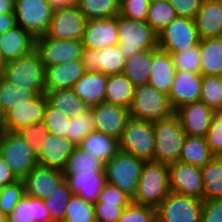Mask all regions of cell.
<instances>
[{"label": "cell", "instance_id": "b9f144b4", "mask_svg": "<svg viewBox=\"0 0 222 222\" xmlns=\"http://www.w3.org/2000/svg\"><path fill=\"white\" fill-rule=\"evenodd\" d=\"M64 222H97L94 204L73 194L64 213Z\"/></svg>", "mask_w": 222, "mask_h": 222}, {"label": "cell", "instance_id": "603a6c76", "mask_svg": "<svg viewBox=\"0 0 222 222\" xmlns=\"http://www.w3.org/2000/svg\"><path fill=\"white\" fill-rule=\"evenodd\" d=\"M86 73L82 60L45 67L46 91L72 89L74 84Z\"/></svg>", "mask_w": 222, "mask_h": 222}, {"label": "cell", "instance_id": "f6af8a7d", "mask_svg": "<svg viewBox=\"0 0 222 222\" xmlns=\"http://www.w3.org/2000/svg\"><path fill=\"white\" fill-rule=\"evenodd\" d=\"M176 70L201 74L199 44L182 52L170 53Z\"/></svg>", "mask_w": 222, "mask_h": 222}, {"label": "cell", "instance_id": "74e56055", "mask_svg": "<svg viewBox=\"0 0 222 222\" xmlns=\"http://www.w3.org/2000/svg\"><path fill=\"white\" fill-rule=\"evenodd\" d=\"M37 96L34 91L15 87L0 75V120L3 114L15 105L33 100Z\"/></svg>", "mask_w": 222, "mask_h": 222}, {"label": "cell", "instance_id": "ffe728a7", "mask_svg": "<svg viewBox=\"0 0 222 222\" xmlns=\"http://www.w3.org/2000/svg\"><path fill=\"white\" fill-rule=\"evenodd\" d=\"M201 84L202 74L177 70L168 94L174 111L184 105L200 101Z\"/></svg>", "mask_w": 222, "mask_h": 222}, {"label": "cell", "instance_id": "52a82bcc", "mask_svg": "<svg viewBox=\"0 0 222 222\" xmlns=\"http://www.w3.org/2000/svg\"><path fill=\"white\" fill-rule=\"evenodd\" d=\"M144 162L129 153L118 150L105 163V179L133 198L137 191Z\"/></svg>", "mask_w": 222, "mask_h": 222}, {"label": "cell", "instance_id": "db71d44e", "mask_svg": "<svg viewBox=\"0 0 222 222\" xmlns=\"http://www.w3.org/2000/svg\"><path fill=\"white\" fill-rule=\"evenodd\" d=\"M127 206L116 204L94 203L95 218L97 222H117Z\"/></svg>", "mask_w": 222, "mask_h": 222}, {"label": "cell", "instance_id": "9f6ffc18", "mask_svg": "<svg viewBox=\"0 0 222 222\" xmlns=\"http://www.w3.org/2000/svg\"><path fill=\"white\" fill-rule=\"evenodd\" d=\"M178 16L194 19L203 0H168Z\"/></svg>", "mask_w": 222, "mask_h": 222}, {"label": "cell", "instance_id": "f546056e", "mask_svg": "<svg viewBox=\"0 0 222 222\" xmlns=\"http://www.w3.org/2000/svg\"><path fill=\"white\" fill-rule=\"evenodd\" d=\"M8 222H51L43 199L25 195L8 215Z\"/></svg>", "mask_w": 222, "mask_h": 222}, {"label": "cell", "instance_id": "484cf974", "mask_svg": "<svg viewBox=\"0 0 222 222\" xmlns=\"http://www.w3.org/2000/svg\"><path fill=\"white\" fill-rule=\"evenodd\" d=\"M151 65L148 84L168 95L177 71L171 54L159 48H153Z\"/></svg>", "mask_w": 222, "mask_h": 222}, {"label": "cell", "instance_id": "d6986e66", "mask_svg": "<svg viewBox=\"0 0 222 222\" xmlns=\"http://www.w3.org/2000/svg\"><path fill=\"white\" fill-rule=\"evenodd\" d=\"M215 111L202 101L184 105L175 111L186 135L206 137Z\"/></svg>", "mask_w": 222, "mask_h": 222}, {"label": "cell", "instance_id": "7a4b0ae2", "mask_svg": "<svg viewBox=\"0 0 222 222\" xmlns=\"http://www.w3.org/2000/svg\"><path fill=\"white\" fill-rule=\"evenodd\" d=\"M170 192L168 164L144 162L132 202L157 208Z\"/></svg>", "mask_w": 222, "mask_h": 222}, {"label": "cell", "instance_id": "03108f58", "mask_svg": "<svg viewBox=\"0 0 222 222\" xmlns=\"http://www.w3.org/2000/svg\"><path fill=\"white\" fill-rule=\"evenodd\" d=\"M216 113L222 118V107Z\"/></svg>", "mask_w": 222, "mask_h": 222}, {"label": "cell", "instance_id": "4fadbf2b", "mask_svg": "<svg viewBox=\"0 0 222 222\" xmlns=\"http://www.w3.org/2000/svg\"><path fill=\"white\" fill-rule=\"evenodd\" d=\"M87 18L77 4L55 8L45 36L59 40H81Z\"/></svg>", "mask_w": 222, "mask_h": 222}, {"label": "cell", "instance_id": "e7e4bbea", "mask_svg": "<svg viewBox=\"0 0 222 222\" xmlns=\"http://www.w3.org/2000/svg\"><path fill=\"white\" fill-rule=\"evenodd\" d=\"M3 132H4V130L1 128V125H0V143H1Z\"/></svg>", "mask_w": 222, "mask_h": 222}, {"label": "cell", "instance_id": "11a10c76", "mask_svg": "<svg viewBox=\"0 0 222 222\" xmlns=\"http://www.w3.org/2000/svg\"><path fill=\"white\" fill-rule=\"evenodd\" d=\"M201 222H222V198L203 200Z\"/></svg>", "mask_w": 222, "mask_h": 222}, {"label": "cell", "instance_id": "91938a15", "mask_svg": "<svg viewBox=\"0 0 222 222\" xmlns=\"http://www.w3.org/2000/svg\"><path fill=\"white\" fill-rule=\"evenodd\" d=\"M50 5L55 8H62L65 6H71L77 3V0H47Z\"/></svg>", "mask_w": 222, "mask_h": 222}, {"label": "cell", "instance_id": "ee69618b", "mask_svg": "<svg viewBox=\"0 0 222 222\" xmlns=\"http://www.w3.org/2000/svg\"><path fill=\"white\" fill-rule=\"evenodd\" d=\"M200 101L215 112L222 107V81L220 76H202Z\"/></svg>", "mask_w": 222, "mask_h": 222}, {"label": "cell", "instance_id": "ab89813d", "mask_svg": "<svg viewBox=\"0 0 222 222\" xmlns=\"http://www.w3.org/2000/svg\"><path fill=\"white\" fill-rule=\"evenodd\" d=\"M178 15L168 0L150 1L147 23L157 35Z\"/></svg>", "mask_w": 222, "mask_h": 222}, {"label": "cell", "instance_id": "8992f818", "mask_svg": "<svg viewBox=\"0 0 222 222\" xmlns=\"http://www.w3.org/2000/svg\"><path fill=\"white\" fill-rule=\"evenodd\" d=\"M155 134L152 122L130 117L118 139L119 150L147 161H154Z\"/></svg>", "mask_w": 222, "mask_h": 222}, {"label": "cell", "instance_id": "6125c7cd", "mask_svg": "<svg viewBox=\"0 0 222 222\" xmlns=\"http://www.w3.org/2000/svg\"><path fill=\"white\" fill-rule=\"evenodd\" d=\"M0 222H8V216L0 212Z\"/></svg>", "mask_w": 222, "mask_h": 222}, {"label": "cell", "instance_id": "f907efd6", "mask_svg": "<svg viewBox=\"0 0 222 222\" xmlns=\"http://www.w3.org/2000/svg\"><path fill=\"white\" fill-rule=\"evenodd\" d=\"M96 202L116 204V206H128L132 202V198L112 183L105 181Z\"/></svg>", "mask_w": 222, "mask_h": 222}, {"label": "cell", "instance_id": "3957f363", "mask_svg": "<svg viewBox=\"0 0 222 222\" xmlns=\"http://www.w3.org/2000/svg\"><path fill=\"white\" fill-rule=\"evenodd\" d=\"M129 113L134 119L155 122L172 117L175 111L168 95L147 83L135 87Z\"/></svg>", "mask_w": 222, "mask_h": 222}, {"label": "cell", "instance_id": "8d00e7d4", "mask_svg": "<svg viewBox=\"0 0 222 222\" xmlns=\"http://www.w3.org/2000/svg\"><path fill=\"white\" fill-rule=\"evenodd\" d=\"M204 190L203 200L222 198V157L214 156L201 167Z\"/></svg>", "mask_w": 222, "mask_h": 222}, {"label": "cell", "instance_id": "ba28073f", "mask_svg": "<svg viewBox=\"0 0 222 222\" xmlns=\"http://www.w3.org/2000/svg\"><path fill=\"white\" fill-rule=\"evenodd\" d=\"M0 155L19 180H23L37 164V154L19 132L4 130Z\"/></svg>", "mask_w": 222, "mask_h": 222}, {"label": "cell", "instance_id": "5b68a950", "mask_svg": "<svg viewBox=\"0 0 222 222\" xmlns=\"http://www.w3.org/2000/svg\"><path fill=\"white\" fill-rule=\"evenodd\" d=\"M155 134L154 161L171 164L179 160L186 133L179 118L172 117L152 122Z\"/></svg>", "mask_w": 222, "mask_h": 222}, {"label": "cell", "instance_id": "d4e9b609", "mask_svg": "<svg viewBox=\"0 0 222 222\" xmlns=\"http://www.w3.org/2000/svg\"><path fill=\"white\" fill-rule=\"evenodd\" d=\"M194 21L201 39L222 37V1L203 0Z\"/></svg>", "mask_w": 222, "mask_h": 222}, {"label": "cell", "instance_id": "681fc988", "mask_svg": "<svg viewBox=\"0 0 222 222\" xmlns=\"http://www.w3.org/2000/svg\"><path fill=\"white\" fill-rule=\"evenodd\" d=\"M150 0H120L119 14L135 21H147Z\"/></svg>", "mask_w": 222, "mask_h": 222}, {"label": "cell", "instance_id": "44dd1931", "mask_svg": "<svg viewBox=\"0 0 222 222\" xmlns=\"http://www.w3.org/2000/svg\"><path fill=\"white\" fill-rule=\"evenodd\" d=\"M84 49H102L118 45L119 35L116 16L108 19L87 20L82 36Z\"/></svg>", "mask_w": 222, "mask_h": 222}, {"label": "cell", "instance_id": "6f0895ef", "mask_svg": "<svg viewBox=\"0 0 222 222\" xmlns=\"http://www.w3.org/2000/svg\"><path fill=\"white\" fill-rule=\"evenodd\" d=\"M19 179L8 167L7 163L4 161L3 157L0 155V186L4 187L7 185L14 184Z\"/></svg>", "mask_w": 222, "mask_h": 222}, {"label": "cell", "instance_id": "7bdbcfd3", "mask_svg": "<svg viewBox=\"0 0 222 222\" xmlns=\"http://www.w3.org/2000/svg\"><path fill=\"white\" fill-rule=\"evenodd\" d=\"M95 131L94 118L91 108L77 117L70 118L66 138L78 146L91 132Z\"/></svg>", "mask_w": 222, "mask_h": 222}, {"label": "cell", "instance_id": "e0dca14e", "mask_svg": "<svg viewBox=\"0 0 222 222\" xmlns=\"http://www.w3.org/2000/svg\"><path fill=\"white\" fill-rule=\"evenodd\" d=\"M82 62L86 72L101 71L103 74H121L126 63L121 55L118 45L105 47L102 49H84Z\"/></svg>", "mask_w": 222, "mask_h": 222}, {"label": "cell", "instance_id": "cb8c5ba5", "mask_svg": "<svg viewBox=\"0 0 222 222\" xmlns=\"http://www.w3.org/2000/svg\"><path fill=\"white\" fill-rule=\"evenodd\" d=\"M35 49V38L19 25L0 36V51L3 62H8Z\"/></svg>", "mask_w": 222, "mask_h": 222}, {"label": "cell", "instance_id": "1f68e13d", "mask_svg": "<svg viewBox=\"0 0 222 222\" xmlns=\"http://www.w3.org/2000/svg\"><path fill=\"white\" fill-rule=\"evenodd\" d=\"M135 85L124 75H109L104 101L129 109L135 93Z\"/></svg>", "mask_w": 222, "mask_h": 222}, {"label": "cell", "instance_id": "bcb514c9", "mask_svg": "<svg viewBox=\"0 0 222 222\" xmlns=\"http://www.w3.org/2000/svg\"><path fill=\"white\" fill-rule=\"evenodd\" d=\"M69 121V115L62 113L47 102L43 123L48 129V133L59 138H65L68 134Z\"/></svg>", "mask_w": 222, "mask_h": 222}, {"label": "cell", "instance_id": "d6a6232c", "mask_svg": "<svg viewBox=\"0 0 222 222\" xmlns=\"http://www.w3.org/2000/svg\"><path fill=\"white\" fill-rule=\"evenodd\" d=\"M45 96L47 102L52 107L69 115L70 118L77 117L90 109V107L75 94L73 89L46 91Z\"/></svg>", "mask_w": 222, "mask_h": 222}, {"label": "cell", "instance_id": "f5cc1de1", "mask_svg": "<svg viewBox=\"0 0 222 222\" xmlns=\"http://www.w3.org/2000/svg\"><path fill=\"white\" fill-rule=\"evenodd\" d=\"M18 132L36 154L39 152L41 141L48 135V129L43 122L24 127Z\"/></svg>", "mask_w": 222, "mask_h": 222}, {"label": "cell", "instance_id": "30bf717a", "mask_svg": "<svg viewBox=\"0 0 222 222\" xmlns=\"http://www.w3.org/2000/svg\"><path fill=\"white\" fill-rule=\"evenodd\" d=\"M202 207V199L171 191L156 208L157 222H201Z\"/></svg>", "mask_w": 222, "mask_h": 222}, {"label": "cell", "instance_id": "c3c4849f", "mask_svg": "<svg viewBox=\"0 0 222 222\" xmlns=\"http://www.w3.org/2000/svg\"><path fill=\"white\" fill-rule=\"evenodd\" d=\"M117 222H157L156 208L131 202Z\"/></svg>", "mask_w": 222, "mask_h": 222}, {"label": "cell", "instance_id": "9c48e42d", "mask_svg": "<svg viewBox=\"0 0 222 222\" xmlns=\"http://www.w3.org/2000/svg\"><path fill=\"white\" fill-rule=\"evenodd\" d=\"M16 23L34 38L45 35L54 9L47 0H14Z\"/></svg>", "mask_w": 222, "mask_h": 222}, {"label": "cell", "instance_id": "f1b7e54d", "mask_svg": "<svg viewBox=\"0 0 222 222\" xmlns=\"http://www.w3.org/2000/svg\"><path fill=\"white\" fill-rule=\"evenodd\" d=\"M63 176L72 174H105V162L76 146L61 170Z\"/></svg>", "mask_w": 222, "mask_h": 222}, {"label": "cell", "instance_id": "7402d4cb", "mask_svg": "<svg viewBox=\"0 0 222 222\" xmlns=\"http://www.w3.org/2000/svg\"><path fill=\"white\" fill-rule=\"evenodd\" d=\"M75 147L66 137L59 138L48 133L39 146L38 164L62 170Z\"/></svg>", "mask_w": 222, "mask_h": 222}, {"label": "cell", "instance_id": "277c9868", "mask_svg": "<svg viewBox=\"0 0 222 222\" xmlns=\"http://www.w3.org/2000/svg\"><path fill=\"white\" fill-rule=\"evenodd\" d=\"M119 50L125 60L149 48H158V35L146 21H135L116 15Z\"/></svg>", "mask_w": 222, "mask_h": 222}, {"label": "cell", "instance_id": "4dcf8cb0", "mask_svg": "<svg viewBox=\"0 0 222 222\" xmlns=\"http://www.w3.org/2000/svg\"><path fill=\"white\" fill-rule=\"evenodd\" d=\"M199 48L202 76L222 75V37L202 39Z\"/></svg>", "mask_w": 222, "mask_h": 222}, {"label": "cell", "instance_id": "94428289", "mask_svg": "<svg viewBox=\"0 0 222 222\" xmlns=\"http://www.w3.org/2000/svg\"><path fill=\"white\" fill-rule=\"evenodd\" d=\"M14 11V0H0V15Z\"/></svg>", "mask_w": 222, "mask_h": 222}, {"label": "cell", "instance_id": "7c38bea8", "mask_svg": "<svg viewBox=\"0 0 222 222\" xmlns=\"http://www.w3.org/2000/svg\"><path fill=\"white\" fill-rule=\"evenodd\" d=\"M35 49L47 67L82 60L84 47L81 40H59L43 35L35 38Z\"/></svg>", "mask_w": 222, "mask_h": 222}, {"label": "cell", "instance_id": "f35d334b", "mask_svg": "<svg viewBox=\"0 0 222 222\" xmlns=\"http://www.w3.org/2000/svg\"><path fill=\"white\" fill-rule=\"evenodd\" d=\"M120 0H77L79 10L87 20L108 19L119 14Z\"/></svg>", "mask_w": 222, "mask_h": 222}, {"label": "cell", "instance_id": "7dc6e473", "mask_svg": "<svg viewBox=\"0 0 222 222\" xmlns=\"http://www.w3.org/2000/svg\"><path fill=\"white\" fill-rule=\"evenodd\" d=\"M24 196L25 185L23 180L4 186L0 192V212L7 216L10 215Z\"/></svg>", "mask_w": 222, "mask_h": 222}, {"label": "cell", "instance_id": "60d3db41", "mask_svg": "<svg viewBox=\"0 0 222 222\" xmlns=\"http://www.w3.org/2000/svg\"><path fill=\"white\" fill-rule=\"evenodd\" d=\"M72 195L70 187L63 180L50 197L43 199L51 222L64 221V213Z\"/></svg>", "mask_w": 222, "mask_h": 222}, {"label": "cell", "instance_id": "be15d7a7", "mask_svg": "<svg viewBox=\"0 0 222 222\" xmlns=\"http://www.w3.org/2000/svg\"><path fill=\"white\" fill-rule=\"evenodd\" d=\"M3 64H4V62L2 60L1 51H0V70H1V67H2Z\"/></svg>", "mask_w": 222, "mask_h": 222}, {"label": "cell", "instance_id": "83f0119b", "mask_svg": "<svg viewBox=\"0 0 222 222\" xmlns=\"http://www.w3.org/2000/svg\"><path fill=\"white\" fill-rule=\"evenodd\" d=\"M63 177L73 194L93 204L98 200L106 181L105 174H72Z\"/></svg>", "mask_w": 222, "mask_h": 222}, {"label": "cell", "instance_id": "9a60e30c", "mask_svg": "<svg viewBox=\"0 0 222 222\" xmlns=\"http://www.w3.org/2000/svg\"><path fill=\"white\" fill-rule=\"evenodd\" d=\"M172 192L197 197L203 200V178L201 167L176 161L168 165Z\"/></svg>", "mask_w": 222, "mask_h": 222}, {"label": "cell", "instance_id": "4316f807", "mask_svg": "<svg viewBox=\"0 0 222 222\" xmlns=\"http://www.w3.org/2000/svg\"><path fill=\"white\" fill-rule=\"evenodd\" d=\"M108 76L101 71L86 72L73 86L75 94L89 107L104 101Z\"/></svg>", "mask_w": 222, "mask_h": 222}, {"label": "cell", "instance_id": "8fae6325", "mask_svg": "<svg viewBox=\"0 0 222 222\" xmlns=\"http://www.w3.org/2000/svg\"><path fill=\"white\" fill-rule=\"evenodd\" d=\"M201 40L194 19L177 16L158 34V48L169 53L182 52Z\"/></svg>", "mask_w": 222, "mask_h": 222}, {"label": "cell", "instance_id": "ac0fdd59", "mask_svg": "<svg viewBox=\"0 0 222 222\" xmlns=\"http://www.w3.org/2000/svg\"><path fill=\"white\" fill-rule=\"evenodd\" d=\"M63 180L61 170L37 164L23 179L25 195L37 199L48 198Z\"/></svg>", "mask_w": 222, "mask_h": 222}, {"label": "cell", "instance_id": "816d5d0a", "mask_svg": "<svg viewBox=\"0 0 222 222\" xmlns=\"http://www.w3.org/2000/svg\"><path fill=\"white\" fill-rule=\"evenodd\" d=\"M206 140L214 156L222 157V118L215 113Z\"/></svg>", "mask_w": 222, "mask_h": 222}, {"label": "cell", "instance_id": "2e32d148", "mask_svg": "<svg viewBox=\"0 0 222 222\" xmlns=\"http://www.w3.org/2000/svg\"><path fill=\"white\" fill-rule=\"evenodd\" d=\"M90 108L93 113L95 131L118 140L130 118L129 109L106 101Z\"/></svg>", "mask_w": 222, "mask_h": 222}, {"label": "cell", "instance_id": "5bb4252c", "mask_svg": "<svg viewBox=\"0 0 222 222\" xmlns=\"http://www.w3.org/2000/svg\"><path fill=\"white\" fill-rule=\"evenodd\" d=\"M47 99L45 94L38 95L35 99L27 101L6 111L0 125L3 130L18 132L24 127L43 122Z\"/></svg>", "mask_w": 222, "mask_h": 222}, {"label": "cell", "instance_id": "e575fe53", "mask_svg": "<svg viewBox=\"0 0 222 222\" xmlns=\"http://www.w3.org/2000/svg\"><path fill=\"white\" fill-rule=\"evenodd\" d=\"M78 146L105 163L119 150L116 138L97 131L89 133Z\"/></svg>", "mask_w": 222, "mask_h": 222}, {"label": "cell", "instance_id": "6da1fadb", "mask_svg": "<svg viewBox=\"0 0 222 222\" xmlns=\"http://www.w3.org/2000/svg\"><path fill=\"white\" fill-rule=\"evenodd\" d=\"M0 75L17 88L45 94V66L36 49L30 53L5 62Z\"/></svg>", "mask_w": 222, "mask_h": 222}, {"label": "cell", "instance_id": "d590c367", "mask_svg": "<svg viewBox=\"0 0 222 222\" xmlns=\"http://www.w3.org/2000/svg\"><path fill=\"white\" fill-rule=\"evenodd\" d=\"M213 157L206 137L186 135L179 161L202 167Z\"/></svg>", "mask_w": 222, "mask_h": 222}, {"label": "cell", "instance_id": "680465c9", "mask_svg": "<svg viewBox=\"0 0 222 222\" xmlns=\"http://www.w3.org/2000/svg\"><path fill=\"white\" fill-rule=\"evenodd\" d=\"M15 12L3 13L0 15V36L10 28L16 26Z\"/></svg>", "mask_w": 222, "mask_h": 222}, {"label": "cell", "instance_id": "836d02e7", "mask_svg": "<svg viewBox=\"0 0 222 222\" xmlns=\"http://www.w3.org/2000/svg\"><path fill=\"white\" fill-rule=\"evenodd\" d=\"M152 60L153 48L142 50L126 60L122 74L135 86L147 84L149 82Z\"/></svg>", "mask_w": 222, "mask_h": 222}]
</instances>
